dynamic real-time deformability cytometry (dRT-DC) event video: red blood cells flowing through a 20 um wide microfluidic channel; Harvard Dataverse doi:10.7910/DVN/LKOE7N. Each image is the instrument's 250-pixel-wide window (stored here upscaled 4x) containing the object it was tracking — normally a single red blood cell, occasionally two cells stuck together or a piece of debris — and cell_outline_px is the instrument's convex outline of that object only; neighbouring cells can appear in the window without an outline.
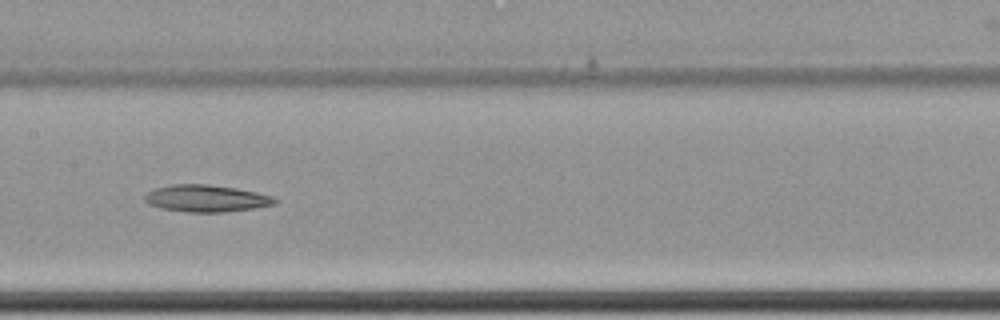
{"species": "common noctule bat (a hibernating species)", "species_latin": "Nyctalus noctula", "temperature_condition": "cold", "stored_images_in_passage": 12, "camera_frame_rate_fps": 3000, "um_per_image_px": 0.085, "animal": {"sex": "female", "body_mass_g": 22.7, "forearm_length_mm": 54.2}, "frame": {"image": 1, "passage_image": 9, "time_ms": 2.667, "image_size_px": [1000, 320], "cell_outline_px": [[280, 200], [276, 204], [256, 208], [224, 212], [188, 212], [160, 208], [148, 204], [144, 200], [144, 196], [148, 192], [156, 188], [172, 184], [208, 184], [236, 188], [256, 192], [272, 196]], "centroid_in_image_um": [17.55, 16.87], "position_along_channel_um": 189.8, "area_um2": 20.58}}
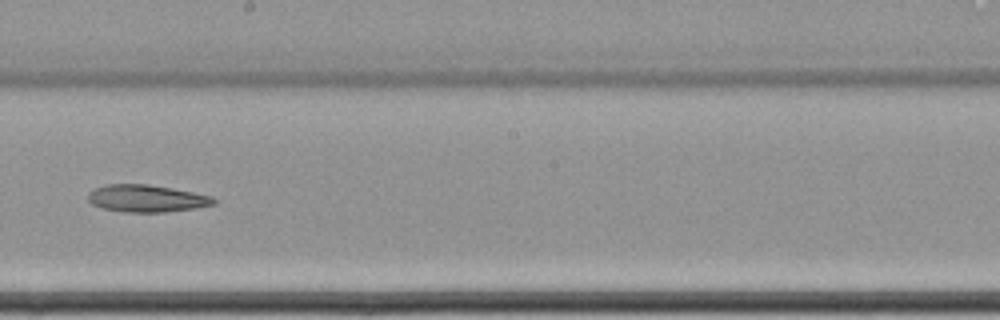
{"frame": {"image": 2, "passage_image": 10, "time_ms": 3.0, "image_size_px": [1000, 320], "cell_outline_px": [[216, 204], [196, 208], [164, 212], [124, 212], [100, 208], [92, 204], [88, 200], [88, 192], [104, 184], [148, 184], [172, 188], [212, 196], [216, 200]], "centroid_in_image_um": [12.44, 16.87], "position_along_channel_um": 235.8, "area_um2": 20.06}}
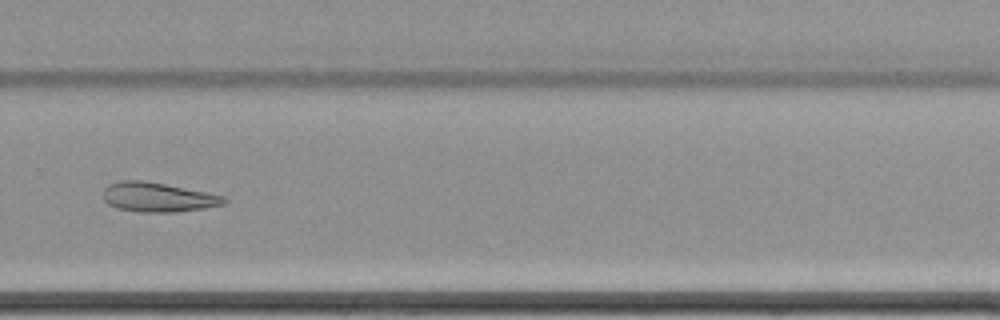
{"frame": {"image": 3, "passage_image": 12, "time_ms": 3.667, "image_size_px": [1000, 320], "cell_outline_px": [[228, 200], [224, 204], [204, 208], [176, 212], [140, 212], [116, 208], [108, 204], [104, 200], [104, 188], [108, 184], [120, 180], [144, 180], [224, 196]], "centroid_in_image_um": [13.38, 16.76], "position_along_channel_um": 316.4, "area_um2": 20.63}}